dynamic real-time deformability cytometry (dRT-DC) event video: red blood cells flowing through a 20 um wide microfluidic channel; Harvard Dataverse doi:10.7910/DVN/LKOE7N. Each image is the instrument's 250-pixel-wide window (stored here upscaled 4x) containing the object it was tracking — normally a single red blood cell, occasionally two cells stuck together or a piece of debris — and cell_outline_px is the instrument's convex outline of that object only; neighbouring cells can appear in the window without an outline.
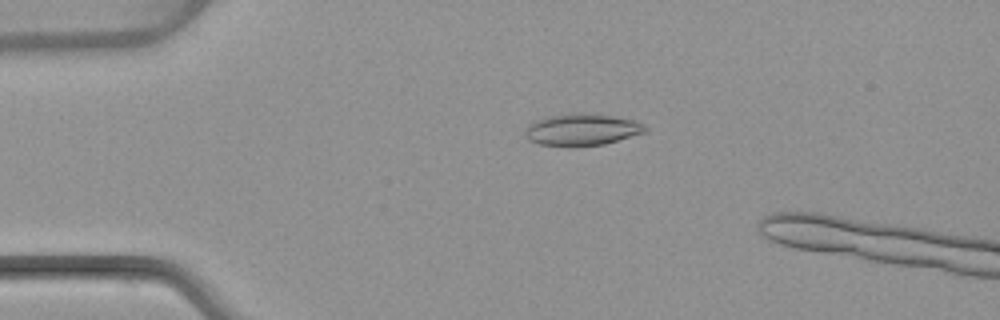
{"species": "common noctule bat (a hibernating species)", "species_latin": "Nyctalus noctula", "temperature_condition": "warm", "stored_images_in_passage": 5, "camera_frame_rate_fps": 3000, "um_per_image_px": 0.085, "animal": {"sex": "female", "body_mass_g": 22.7, "forearm_length_mm": 54.2}, "frame": {"image": 1, "passage_image": 3, "time_ms": 3.333, "image_size_px": [1000, 320], "cell_outline_px": [[648, 132], [604, 144], [576, 148], [568, 148], [540, 144], [528, 140], [524, 132], [528, 124], [536, 120], [548, 116], [576, 112], [612, 116], [636, 120], [644, 124], [648, 128]], "centroid_in_image_um": [49.47, 11.04], "position_along_channel_um": 35.5, "area_um2": 22.89}}